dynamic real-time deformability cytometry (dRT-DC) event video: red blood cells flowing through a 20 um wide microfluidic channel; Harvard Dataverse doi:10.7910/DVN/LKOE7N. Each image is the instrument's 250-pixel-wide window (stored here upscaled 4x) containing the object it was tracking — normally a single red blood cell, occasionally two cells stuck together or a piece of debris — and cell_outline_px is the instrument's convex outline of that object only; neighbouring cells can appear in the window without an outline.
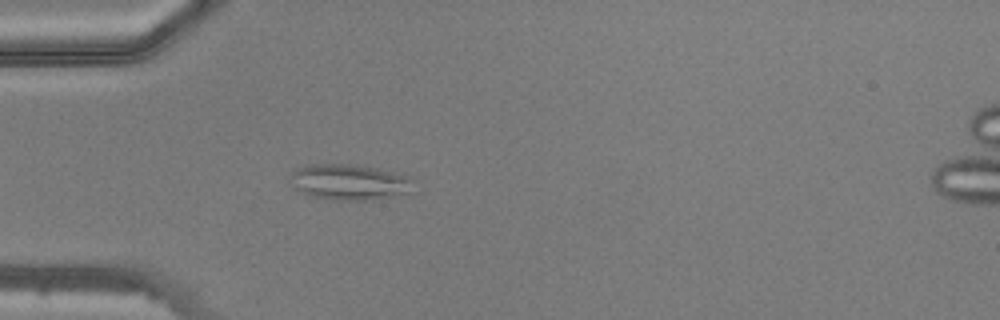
{"species": "common noctule bat (a hibernating species)", "species_latin": "Nyctalus noctula", "temperature_condition": "warm", "stored_images_in_passage": 39, "camera_frame_rate_fps": 3000, "um_per_image_px": 0.085, "animal": {"sex": "male", "body_mass_g": 20.5, "forearm_length_mm": 52.5}, "frame": {"image": 1, "passage_image": 6, "time_ms": 1.667, "image_size_px": [1000, 320], "cell_outline_px": [[412, 192], [372, 200], [336, 200], [312, 196], [296, 188], [288, 180], [288, 176], [292, 172], [308, 164], [352, 164], [376, 168], [408, 176], [412, 180]], "centroid_in_image_um": [29.68, 15.47], "position_along_channel_um": 55.3, "area_um2": 25.55}}
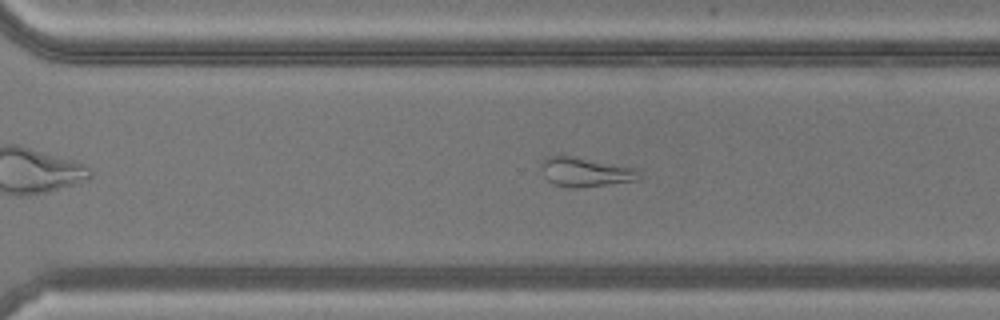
{"frame": {"image": 2, "passage_image": 25, "time_ms": 8.0, "image_size_px": [1000, 320], "cell_outline_px": [[644, 176], [632, 180], [604, 184], [572, 188], [556, 184], [548, 180], [544, 176], [540, 168], [540, 164], [548, 156], [560, 152], [632, 168]], "centroid_in_image_um": [49.63, 14.56], "position_along_channel_um": 321.0, "area_um2": 16.65}}
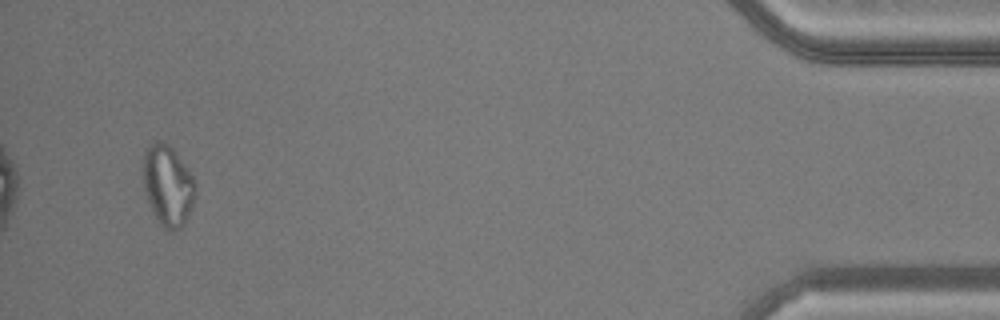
{"frame": {"image": 3, "passage_image": 37, "time_ms": 12.0, "image_size_px": [1000, 320], "cell_outline_px": [[196, 192], [192, 204], [184, 224], [180, 228], [172, 232], [168, 232], [156, 220], [148, 204], [144, 192], [144, 152], [148, 144], [156, 140], [160, 140], [168, 144], [172, 148], [192, 176], [196, 184]], "centroid_in_image_um": [14.24, 15.79], "position_along_channel_um": 421.0, "area_um2": 24.62}}